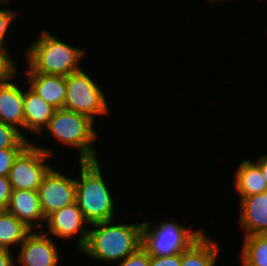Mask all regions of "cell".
<instances>
[{
  "label": "cell",
  "mask_w": 267,
  "mask_h": 266,
  "mask_svg": "<svg viewBox=\"0 0 267 266\" xmlns=\"http://www.w3.org/2000/svg\"><path fill=\"white\" fill-rule=\"evenodd\" d=\"M113 221L91 224L94 228L89 229L87 242L80 251L99 262H119L135 253L142 246L143 223L115 225Z\"/></svg>",
  "instance_id": "1"
},
{
  "label": "cell",
  "mask_w": 267,
  "mask_h": 266,
  "mask_svg": "<svg viewBox=\"0 0 267 266\" xmlns=\"http://www.w3.org/2000/svg\"><path fill=\"white\" fill-rule=\"evenodd\" d=\"M26 52V73L65 77L82 69L80 61L85 54V50L59 40L48 30H42L39 38L29 45Z\"/></svg>",
  "instance_id": "2"
},
{
  "label": "cell",
  "mask_w": 267,
  "mask_h": 266,
  "mask_svg": "<svg viewBox=\"0 0 267 266\" xmlns=\"http://www.w3.org/2000/svg\"><path fill=\"white\" fill-rule=\"evenodd\" d=\"M80 179L76 181V199L88 225L115 219V203L106 185L98 160L79 161Z\"/></svg>",
  "instance_id": "3"
},
{
  "label": "cell",
  "mask_w": 267,
  "mask_h": 266,
  "mask_svg": "<svg viewBox=\"0 0 267 266\" xmlns=\"http://www.w3.org/2000/svg\"><path fill=\"white\" fill-rule=\"evenodd\" d=\"M89 116L57 109L50 119L46 130L57 140L67 146L76 147L79 153L78 161H94L98 159V152L92 145L98 137Z\"/></svg>",
  "instance_id": "4"
},
{
  "label": "cell",
  "mask_w": 267,
  "mask_h": 266,
  "mask_svg": "<svg viewBox=\"0 0 267 266\" xmlns=\"http://www.w3.org/2000/svg\"><path fill=\"white\" fill-rule=\"evenodd\" d=\"M142 247L153 256H169L188 249L204 230H190L174 221H161L151 227L152 221H144ZM154 227V228H153Z\"/></svg>",
  "instance_id": "5"
},
{
  "label": "cell",
  "mask_w": 267,
  "mask_h": 266,
  "mask_svg": "<svg viewBox=\"0 0 267 266\" xmlns=\"http://www.w3.org/2000/svg\"><path fill=\"white\" fill-rule=\"evenodd\" d=\"M63 109L87 115L92 120L110 111L101 88L83 69L66 76Z\"/></svg>",
  "instance_id": "6"
},
{
  "label": "cell",
  "mask_w": 267,
  "mask_h": 266,
  "mask_svg": "<svg viewBox=\"0 0 267 266\" xmlns=\"http://www.w3.org/2000/svg\"><path fill=\"white\" fill-rule=\"evenodd\" d=\"M52 153L50 148L37 147L30 142L19 153L9 170L8 179L12 189L38 191L44 176L52 168L46 162Z\"/></svg>",
  "instance_id": "7"
},
{
  "label": "cell",
  "mask_w": 267,
  "mask_h": 266,
  "mask_svg": "<svg viewBox=\"0 0 267 266\" xmlns=\"http://www.w3.org/2000/svg\"><path fill=\"white\" fill-rule=\"evenodd\" d=\"M40 206L45 218L69 206L76 199V181L51 168L38 188Z\"/></svg>",
  "instance_id": "8"
},
{
  "label": "cell",
  "mask_w": 267,
  "mask_h": 266,
  "mask_svg": "<svg viewBox=\"0 0 267 266\" xmlns=\"http://www.w3.org/2000/svg\"><path fill=\"white\" fill-rule=\"evenodd\" d=\"M45 223L48 225L46 234L51 233L56 237L69 239L79 233L77 250L80 251L85 246L89 230L83 227V225L88 223L76 202L48 215Z\"/></svg>",
  "instance_id": "9"
},
{
  "label": "cell",
  "mask_w": 267,
  "mask_h": 266,
  "mask_svg": "<svg viewBox=\"0 0 267 266\" xmlns=\"http://www.w3.org/2000/svg\"><path fill=\"white\" fill-rule=\"evenodd\" d=\"M32 230L19 245L17 263L21 266H57L59 250L48 234Z\"/></svg>",
  "instance_id": "10"
},
{
  "label": "cell",
  "mask_w": 267,
  "mask_h": 266,
  "mask_svg": "<svg viewBox=\"0 0 267 266\" xmlns=\"http://www.w3.org/2000/svg\"><path fill=\"white\" fill-rule=\"evenodd\" d=\"M6 211L18 218L31 230L38 227L41 231L44 227L42 223L45 222L46 218L40 206L38 191L13 190Z\"/></svg>",
  "instance_id": "11"
},
{
  "label": "cell",
  "mask_w": 267,
  "mask_h": 266,
  "mask_svg": "<svg viewBox=\"0 0 267 266\" xmlns=\"http://www.w3.org/2000/svg\"><path fill=\"white\" fill-rule=\"evenodd\" d=\"M239 200V224L245 236L267 234V190Z\"/></svg>",
  "instance_id": "12"
},
{
  "label": "cell",
  "mask_w": 267,
  "mask_h": 266,
  "mask_svg": "<svg viewBox=\"0 0 267 266\" xmlns=\"http://www.w3.org/2000/svg\"><path fill=\"white\" fill-rule=\"evenodd\" d=\"M29 87L37 95L53 106L62 109L66 97V77L42 73H26Z\"/></svg>",
  "instance_id": "13"
},
{
  "label": "cell",
  "mask_w": 267,
  "mask_h": 266,
  "mask_svg": "<svg viewBox=\"0 0 267 266\" xmlns=\"http://www.w3.org/2000/svg\"><path fill=\"white\" fill-rule=\"evenodd\" d=\"M0 121L24 129L23 89L10 81L0 85Z\"/></svg>",
  "instance_id": "14"
},
{
  "label": "cell",
  "mask_w": 267,
  "mask_h": 266,
  "mask_svg": "<svg viewBox=\"0 0 267 266\" xmlns=\"http://www.w3.org/2000/svg\"><path fill=\"white\" fill-rule=\"evenodd\" d=\"M24 129L41 134L56 109L31 89L23 90Z\"/></svg>",
  "instance_id": "15"
},
{
  "label": "cell",
  "mask_w": 267,
  "mask_h": 266,
  "mask_svg": "<svg viewBox=\"0 0 267 266\" xmlns=\"http://www.w3.org/2000/svg\"><path fill=\"white\" fill-rule=\"evenodd\" d=\"M235 190L240 198L262 193L267 190V184L260 167L251 160H244L235 172Z\"/></svg>",
  "instance_id": "16"
},
{
  "label": "cell",
  "mask_w": 267,
  "mask_h": 266,
  "mask_svg": "<svg viewBox=\"0 0 267 266\" xmlns=\"http://www.w3.org/2000/svg\"><path fill=\"white\" fill-rule=\"evenodd\" d=\"M204 233L188 249L181 252V266H215L218 246Z\"/></svg>",
  "instance_id": "17"
},
{
  "label": "cell",
  "mask_w": 267,
  "mask_h": 266,
  "mask_svg": "<svg viewBox=\"0 0 267 266\" xmlns=\"http://www.w3.org/2000/svg\"><path fill=\"white\" fill-rule=\"evenodd\" d=\"M32 230L8 211H0V248L21 244Z\"/></svg>",
  "instance_id": "18"
},
{
  "label": "cell",
  "mask_w": 267,
  "mask_h": 266,
  "mask_svg": "<svg viewBox=\"0 0 267 266\" xmlns=\"http://www.w3.org/2000/svg\"><path fill=\"white\" fill-rule=\"evenodd\" d=\"M243 242L242 266H267V235H247Z\"/></svg>",
  "instance_id": "19"
},
{
  "label": "cell",
  "mask_w": 267,
  "mask_h": 266,
  "mask_svg": "<svg viewBox=\"0 0 267 266\" xmlns=\"http://www.w3.org/2000/svg\"><path fill=\"white\" fill-rule=\"evenodd\" d=\"M30 142L22 131L0 121V148H25Z\"/></svg>",
  "instance_id": "20"
},
{
  "label": "cell",
  "mask_w": 267,
  "mask_h": 266,
  "mask_svg": "<svg viewBox=\"0 0 267 266\" xmlns=\"http://www.w3.org/2000/svg\"><path fill=\"white\" fill-rule=\"evenodd\" d=\"M14 64V60L10 58L7 50L0 48V85L11 81L15 77L17 70Z\"/></svg>",
  "instance_id": "21"
},
{
  "label": "cell",
  "mask_w": 267,
  "mask_h": 266,
  "mask_svg": "<svg viewBox=\"0 0 267 266\" xmlns=\"http://www.w3.org/2000/svg\"><path fill=\"white\" fill-rule=\"evenodd\" d=\"M24 148H0V177L8 176L16 157Z\"/></svg>",
  "instance_id": "22"
},
{
  "label": "cell",
  "mask_w": 267,
  "mask_h": 266,
  "mask_svg": "<svg viewBox=\"0 0 267 266\" xmlns=\"http://www.w3.org/2000/svg\"><path fill=\"white\" fill-rule=\"evenodd\" d=\"M150 255L141 246L135 253L129 255L118 263V266H149Z\"/></svg>",
  "instance_id": "23"
},
{
  "label": "cell",
  "mask_w": 267,
  "mask_h": 266,
  "mask_svg": "<svg viewBox=\"0 0 267 266\" xmlns=\"http://www.w3.org/2000/svg\"><path fill=\"white\" fill-rule=\"evenodd\" d=\"M17 13L11 10L0 9V48L6 49L5 37L8 33V29L11 26L12 21L16 18Z\"/></svg>",
  "instance_id": "24"
},
{
  "label": "cell",
  "mask_w": 267,
  "mask_h": 266,
  "mask_svg": "<svg viewBox=\"0 0 267 266\" xmlns=\"http://www.w3.org/2000/svg\"><path fill=\"white\" fill-rule=\"evenodd\" d=\"M149 266H181V253L169 256L150 255Z\"/></svg>",
  "instance_id": "25"
},
{
  "label": "cell",
  "mask_w": 267,
  "mask_h": 266,
  "mask_svg": "<svg viewBox=\"0 0 267 266\" xmlns=\"http://www.w3.org/2000/svg\"><path fill=\"white\" fill-rule=\"evenodd\" d=\"M13 189L8 176L0 177V211H5Z\"/></svg>",
  "instance_id": "26"
},
{
  "label": "cell",
  "mask_w": 267,
  "mask_h": 266,
  "mask_svg": "<svg viewBox=\"0 0 267 266\" xmlns=\"http://www.w3.org/2000/svg\"><path fill=\"white\" fill-rule=\"evenodd\" d=\"M12 251L7 248H0V266H14L15 259L12 257Z\"/></svg>",
  "instance_id": "27"
},
{
  "label": "cell",
  "mask_w": 267,
  "mask_h": 266,
  "mask_svg": "<svg viewBox=\"0 0 267 266\" xmlns=\"http://www.w3.org/2000/svg\"><path fill=\"white\" fill-rule=\"evenodd\" d=\"M255 163L260 167L265 182L267 184V154L261 156Z\"/></svg>",
  "instance_id": "28"
},
{
  "label": "cell",
  "mask_w": 267,
  "mask_h": 266,
  "mask_svg": "<svg viewBox=\"0 0 267 266\" xmlns=\"http://www.w3.org/2000/svg\"><path fill=\"white\" fill-rule=\"evenodd\" d=\"M9 2H11V1L10 0H0V5H1V3L5 4V3H9Z\"/></svg>",
  "instance_id": "29"
}]
</instances>
